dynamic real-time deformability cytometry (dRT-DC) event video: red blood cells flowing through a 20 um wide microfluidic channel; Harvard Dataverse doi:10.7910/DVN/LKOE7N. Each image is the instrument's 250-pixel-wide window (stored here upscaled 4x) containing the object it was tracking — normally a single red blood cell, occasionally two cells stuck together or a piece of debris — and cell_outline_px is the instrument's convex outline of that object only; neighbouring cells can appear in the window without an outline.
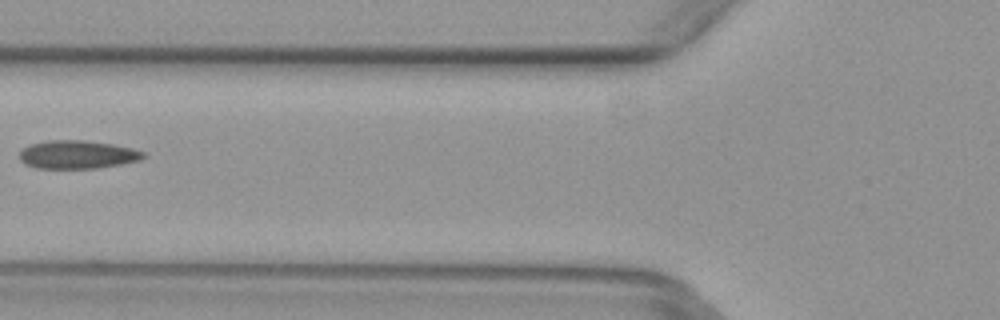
{"species": "common noctule bat (a hibernating species)", "species_latin": "Nyctalus noctula", "temperature_condition": "warm", "stored_images_in_passage": 5, "camera_frame_rate_fps": 3000, "um_per_image_px": 0.085, "animal": {"sex": "female", "body_mass_g": 29.2, "forearm_length_mm": 56.3}, "frame": {"image": 1, "passage_image": 5, "time_ms": 1.333, "image_size_px": [1000, 320], "cell_outline_px": [[148, 156], [140, 160], [120, 164], [96, 168], [36, 168], [24, 164], [20, 160], [20, 152], [28, 144], [48, 140], [84, 140], [112, 144], [132, 148], [144, 152]], "centroid_in_image_um": [6.57, 13.13], "position_along_channel_um": 119.2, "area_um2": 20.46}}